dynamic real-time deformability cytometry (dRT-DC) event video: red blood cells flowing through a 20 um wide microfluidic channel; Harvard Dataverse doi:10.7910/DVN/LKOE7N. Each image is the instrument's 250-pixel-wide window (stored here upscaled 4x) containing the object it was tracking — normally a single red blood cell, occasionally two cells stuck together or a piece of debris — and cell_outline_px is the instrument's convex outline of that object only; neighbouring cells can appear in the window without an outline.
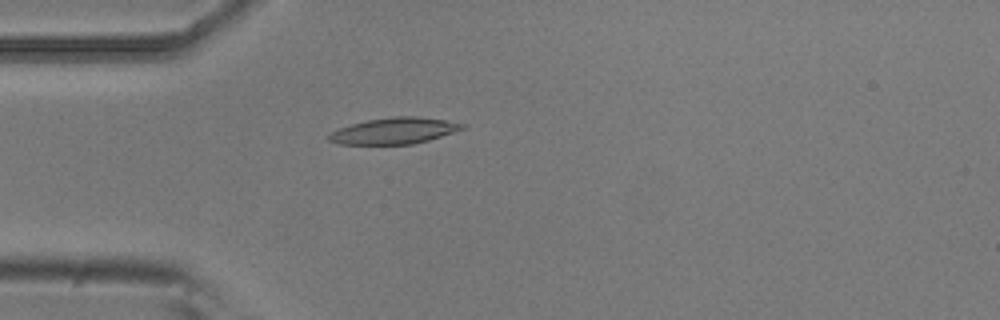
{"species": "common noctule bat (a hibernating species)", "species_latin": "Nyctalus noctula", "temperature_condition": "room temperature", "stored_images_in_passage": 4, "camera_frame_rate_fps": 3000, "um_per_image_px": 0.085, "animal": {"sex": "male", "body_mass_g": 20.5, "forearm_length_mm": 52.5}, "frame": {"image": 1, "passage_image": 4, "time_ms": 1.0, "image_size_px": [1000, 320], "cell_outline_px": [[464, 128], [428, 140], [412, 144], [340, 144], [328, 140], [328, 136], [332, 132], [340, 128], [352, 124], [368, 120], [392, 116], [416, 116], [444, 120], [464, 124]], "centroid_in_image_um": [33.48, 11.12], "position_along_channel_um": 51.5, "area_um2": 20.0}}